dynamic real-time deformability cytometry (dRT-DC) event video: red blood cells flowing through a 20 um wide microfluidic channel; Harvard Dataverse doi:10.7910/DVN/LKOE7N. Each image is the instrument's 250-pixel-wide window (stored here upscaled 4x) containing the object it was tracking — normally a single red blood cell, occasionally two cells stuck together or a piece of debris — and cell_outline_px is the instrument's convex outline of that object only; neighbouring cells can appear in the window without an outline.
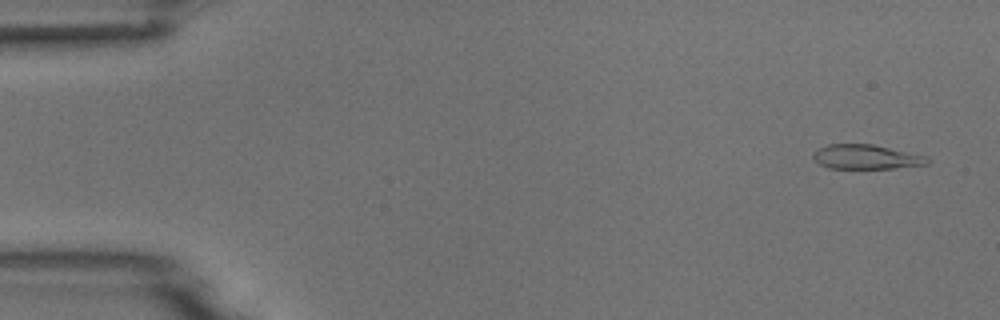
{"species": "common noctule bat (a hibernating species)", "species_latin": "Nyctalus noctula", "temperature_condition": "room temperature", "stored_images_in_passage": 5, "camera_frame_rate_fps": 3000, "um_per_image_px": 0.085, "animal": {"sex": "male", "body_mass_g": 18.8}, "frame": {"image": 1, "passage_image": 1, "time_ms": 0.0, "image_size_px": [1000, 320], "cell_outline_px": [[932, 160], [928, 164], [892, 168], [828, 168], [820, 164], [812, 156], [820, 148], [828, 144], [872, 144], [928, 156]], "centroid_in_image_um": [73.68, 13.34], "position_along_channel_um": 11.3, "area_um2": 16.13}}
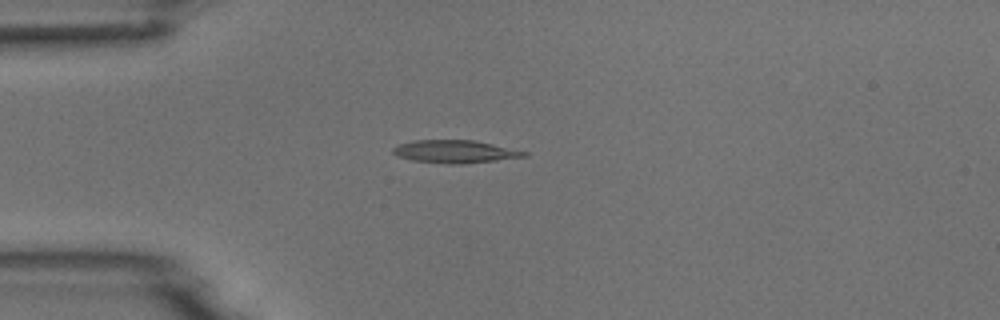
{"frame": {"image": 2, "passage_image": 4, "time_ms": 3.667, "image_size_px": [1000, 320], "cell_outline_px": [[528, 156], [464, 164], [448, 164], [412, 160], [400, 156], [392, 152], [392, 148], [400, 144], [412, 140], [472, 140], [492, 144], [528, 152]], "centroid_in_image_um": [38.67, 12.88], "position_along_channel_um": 46.3, "area_um2": 17.22}}